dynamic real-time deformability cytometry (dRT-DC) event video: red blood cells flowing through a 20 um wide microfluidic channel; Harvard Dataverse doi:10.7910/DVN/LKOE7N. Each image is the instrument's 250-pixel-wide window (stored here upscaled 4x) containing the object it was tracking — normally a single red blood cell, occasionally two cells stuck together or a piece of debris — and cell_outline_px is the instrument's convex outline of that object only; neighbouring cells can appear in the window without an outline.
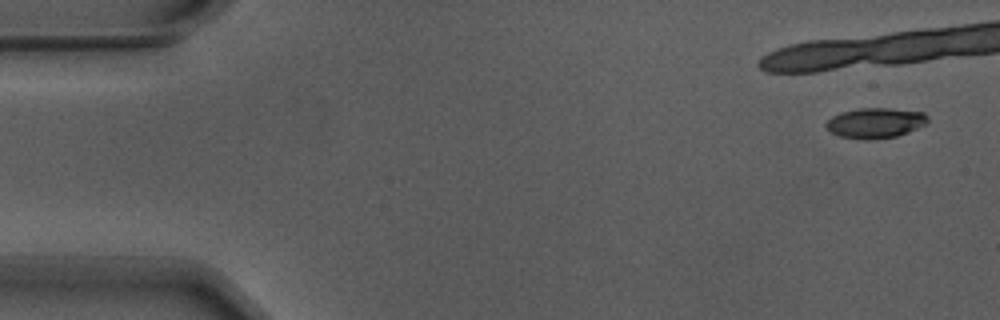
{"species": "Egyptian fruit bat (a non-hibernating species)", "species_latin": "Rousettus aegyptiacus", "temperature_condition": "warm", "stored_images_in_passage": 41, "camera_frame_rate_fps": 3000, "um_per_image_px": 0.085, "animal": {"sex": "male"}, "frame": {"image": 1, "passage_image": 1, "time_ms": 0.0, "image_size_px": [1000, 320], "cell_outline_px": [[928, 120], [924, 124], [908, 132], [896, 136], [864, 140], [840, 136], [832, 132], [824, 124], [832, 116], [840, 112], [860, 108], [892, 108], [924, 112], [928, 116]], "centroid_in_image_um": [74.4, 10.43], "position_along_channel_um": 10.6, "area_um2": 17.8}}